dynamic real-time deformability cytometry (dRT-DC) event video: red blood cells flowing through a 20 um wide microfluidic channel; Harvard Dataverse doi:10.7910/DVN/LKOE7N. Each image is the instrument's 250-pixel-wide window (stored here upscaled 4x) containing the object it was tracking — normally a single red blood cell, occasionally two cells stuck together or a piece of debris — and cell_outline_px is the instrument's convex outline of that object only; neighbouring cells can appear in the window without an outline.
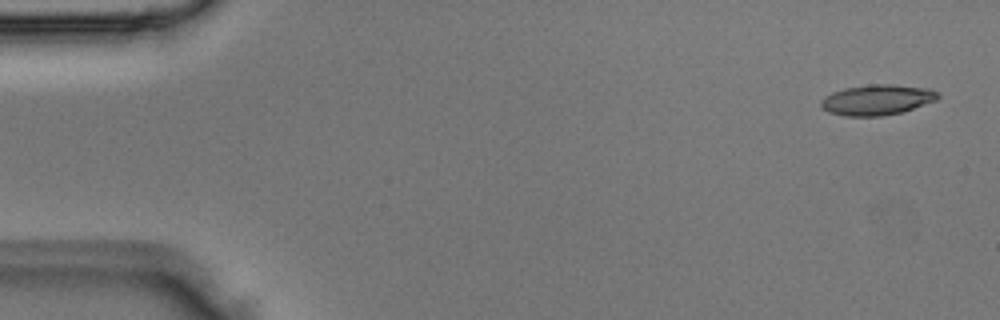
{"species": "Egyptian fruit bat (a non-hibernating species)", "species_latin": "Rousettus aegyptiacus", "temperature_condition": "room temperature", "stored_images_in_passage": 5, "segment_of_instrument_passage": [2, 2], "camera_frame_rate_fps": 3000, "um_per_image_px": 0.085, "animal": {"sex": "male"}, "frame": {"image": 1, "passage_image": 5, "time_ms": 1.333, "image_size_px": [1000, 320], "cell_outline_px": [[940, 96], [936, 100], [900, 112], [880, 116], [844, 116], [828, 112], [820, 104], [820, 100], [824, 96], [832, 92], [844, 88], [868, 84], [892, 84], [928, 88], [940, 92]], "centroid_in_image_um": [74.53, 8.47], "position_along_channel_um": 10.5, "area_um2": 20.75}}